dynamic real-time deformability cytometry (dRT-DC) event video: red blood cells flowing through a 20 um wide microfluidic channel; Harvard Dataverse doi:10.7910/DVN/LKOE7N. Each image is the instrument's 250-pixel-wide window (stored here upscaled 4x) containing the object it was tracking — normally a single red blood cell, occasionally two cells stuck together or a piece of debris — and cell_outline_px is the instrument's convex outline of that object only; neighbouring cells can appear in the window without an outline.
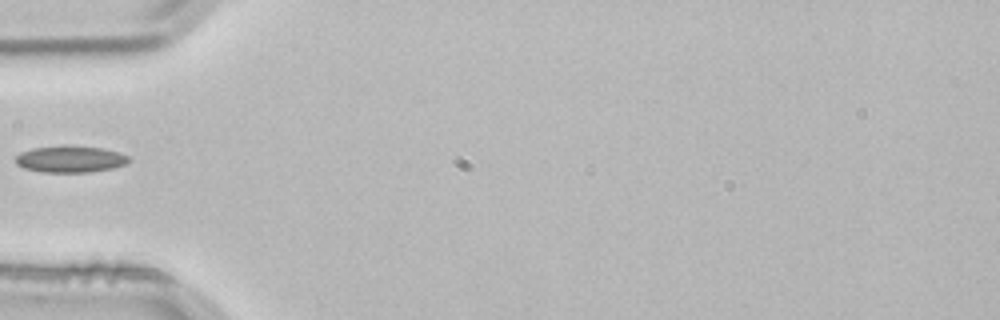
{"species": "common noctule bat (a hibernating species)", "species_latin": "Nyctalus noctula", "temperature_condition": "room temperature", "stored_images_in_passage": 1, "camera_frame_rate_fps": 3000, "um_per_image_px": 0.085, "animal": {"sex": "male", "body_mass_g": 21.5, "forearm_length_mm": 52.0}, "frame": {"image": 1, "passage_image": 1, "time_ms": 0.0, "image_size_px": [1000, 320], "cell_outline_px": [[132, 160], [128, 164], [112, 168], [88, 172], [44, 172], [24, 168], [16, 164], [16, 156], [20, 152], [32, 148], [64, 144], [104, 148], [120, 152], [128, 156]], "centroid_in_image_um": [6.01, 13.5], "position_along_channel_um": 79.0, "area_um2": 17.98}}